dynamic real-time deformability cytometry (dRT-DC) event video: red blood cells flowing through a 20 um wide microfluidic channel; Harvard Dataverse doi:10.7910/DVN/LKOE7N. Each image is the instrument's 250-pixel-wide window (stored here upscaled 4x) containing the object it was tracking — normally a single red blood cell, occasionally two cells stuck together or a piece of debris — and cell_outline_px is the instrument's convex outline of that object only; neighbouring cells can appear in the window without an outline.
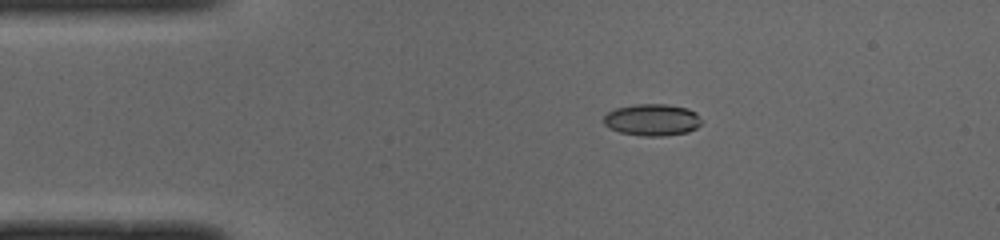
{"species": "common noctule bat (a hibernating species)", "species_latin": "Nyctalus noctula", "temperature_condition": "cold", "stored_images_in_passage": 42, "camera_frame_rate_fps": 3000, "um_per_image_px": 0.085, "animal": {"sex": "male", "body_mass_g": 19.0, "forearm_length_mm": 50.8}, "frame": {"image": 1, "passage_image": 1, "time_ms": 0.0, "image_size_px": [1000, 240], "cell_outline_px": [[700, 124], [696, 128], [688, 132], [660, 136], [644, 136], [620, 132], [608, 128], [604, 124], [604, 116], [608, 112], [616, 108], [636, 104], [664, 104], [688, 108], [696, 112], [700, 116]], "centroid_in_image_um": [55.43, 10.18], "position_along_channel_um": 29.6, "area_um2": 18.09}}
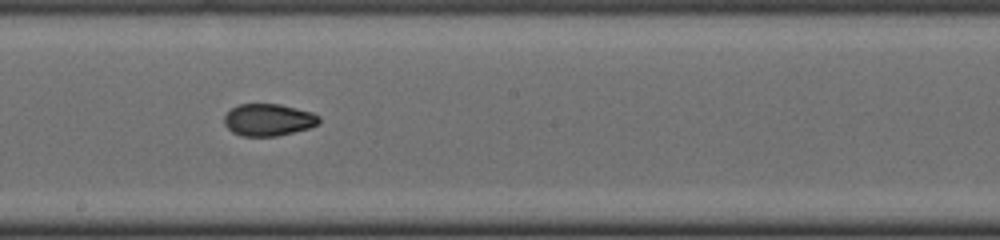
{"frame": {"image": 2, "passage_image": 19, "time_ms": 6.0, "image_size_px": [1000, 240], "cell_outline_px": [[320, 124], [308, 128], [276, 136], [240, 136], [232, 132], [224, 124], [224, 116], [232, 108], [240, 104], [280, 104], [312, 112], [320, 116]], "centroid_in_image_um": [22.82, 10.18], "position_along_channel_um": 225.4, "area_um2": 17.74}}
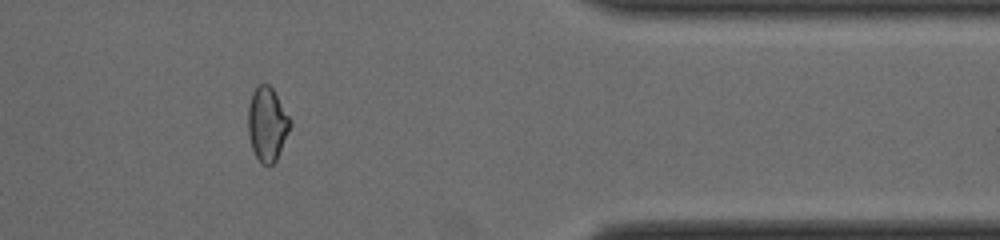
{"frame": {"image": 3, "passage_image": 33, "time_ms": 10.667, "image_size_px": [1000, 240], "cell_outline_px": [[292, 124], [276, 160], [272, 164], [260, 164], [252, 148], [248, 132], [248, 104], [252, 92], [260, 84], [268, 84], [272, 88], [292, 120]], "centroid_in_image_um": [22.71, 10.54], "position_along_channel_um": 388.7, "area_um2": 18.09}, "authors_computed_cell_mechanics": {"area_um2": 18.0914, "velocity_mm_per_s": 4.0012, "shape_relaxation_time_tau1_ms": null, "shape_relaxation_time_tau2_ms": 2.0173, "deformation_change_tau1": null, "deformation_change_tau2": 0.0611}}